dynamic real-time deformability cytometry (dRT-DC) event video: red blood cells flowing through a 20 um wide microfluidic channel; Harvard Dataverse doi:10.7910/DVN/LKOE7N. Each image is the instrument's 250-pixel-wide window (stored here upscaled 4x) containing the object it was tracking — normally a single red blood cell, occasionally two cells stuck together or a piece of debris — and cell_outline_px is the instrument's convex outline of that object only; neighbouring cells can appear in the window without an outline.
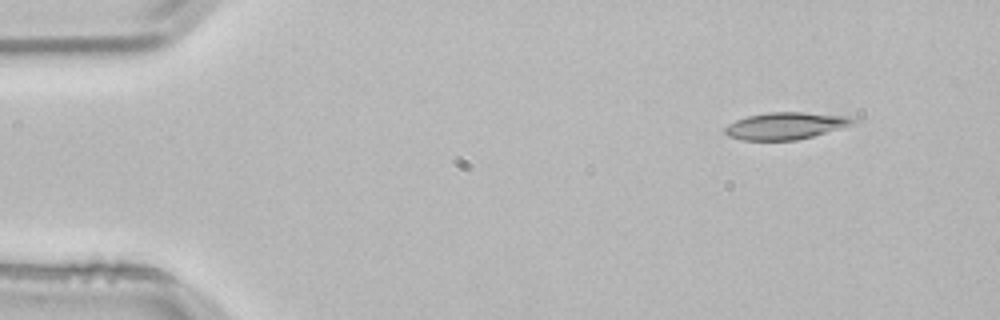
{"species": "common noctule bat (a hibernating species)", "species_latin": "Nyctalus noctula", "temperature_condition": "room temperature", "stored_images_in_passage": 3, "camera_frame_rate_fps": 3000, "um_per_image_px": 0.085, "animal": {"sex": "male", "body_mass_g": 21.5, "forearm_length_mm": 52.0}, "frame": {"image": 1, "passage_image": 1, "time_ms": 0.0, "image_size_px": [1000, 320], "cell_outline_px": [[860, 120], [856, 124], [812, 136], [796, 140], [740, 140], [728, 136], [724, 132], [724, 128], [728, 124], [736, 120], [748, 116], [768, 112], [804, 112], [856, 116]], "centroid_in_image_um": [66.86, 10.68], "position_along_channel_um": 18.1, "area_um2": 20.52}}
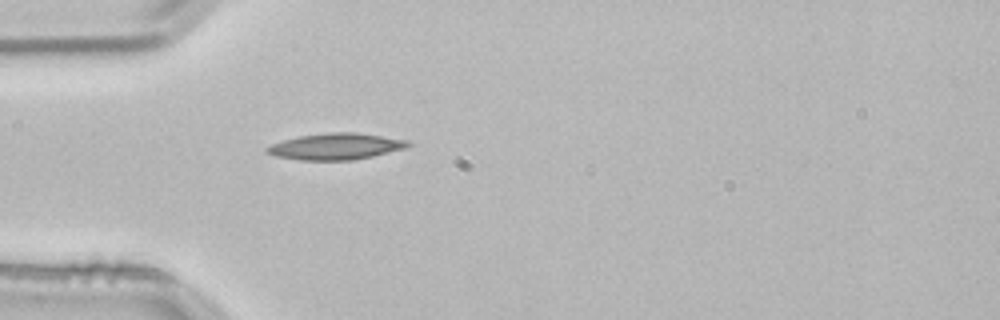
{"frame": {"image": 2, "passage_image": 3, "time_ms": 0.667, "image_size_px": [1000, 320], "cell_outline_px": [[412, 144], [408, 148], [372, 156], [352, 160], [300, 160], [276, 156], [264, 152], [264, 148], [272, 144], [284, 140], [300, 136], [328, 132], [356, 132], [408, 140]], "centroid_in_image_um": [28.56, 12.45], "position_along_channel_um": 56.4, "area_um2": 21.73}}